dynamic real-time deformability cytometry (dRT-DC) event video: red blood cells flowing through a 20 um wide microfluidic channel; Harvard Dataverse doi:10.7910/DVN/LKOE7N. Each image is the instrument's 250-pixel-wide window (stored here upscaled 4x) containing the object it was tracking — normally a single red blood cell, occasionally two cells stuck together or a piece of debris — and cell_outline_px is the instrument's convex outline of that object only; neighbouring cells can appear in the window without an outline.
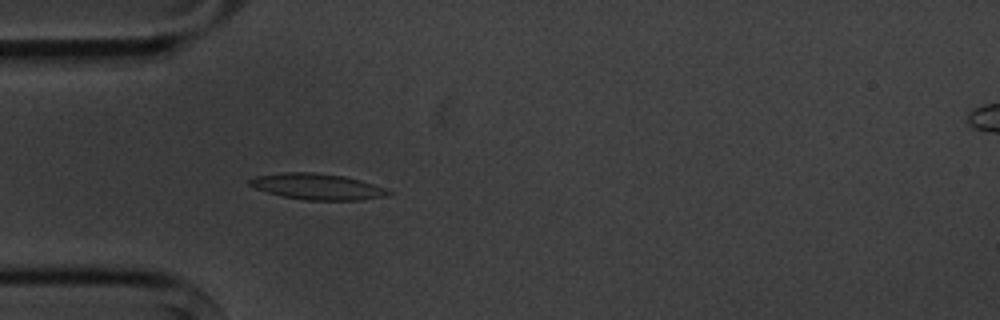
{"species": "common noctule bat (a hibernating species)", "species_latin": "Nyctalus noctula", "temperature_condition": "cold", "stored_images_in_passage": 4, "camera_frame_rate_fps": 3000, "um_per_image_px": 0.085, "animal": {"sex": "male", "body_mass_g": 20.1, "forearm_length_mm": 53.5}, "frame": {"image": 1, "passage_image": 4, "time_ms": 4.333, "image_size_px": [1000, 320], "cell_outline_px": [[392, 192], [388, 196], [360, 200], [308, 200], [284, 196], [268, 192], [256, 188], [248, 184], [248, 180], [256, 176], [284, 172], [312, 172], [344, 176], [360, 180], [384, 188]], "centroid_in_image_um": [26.98, 15.86], "position_along_channel_um": 58.0, "area_um2": 20.81}}